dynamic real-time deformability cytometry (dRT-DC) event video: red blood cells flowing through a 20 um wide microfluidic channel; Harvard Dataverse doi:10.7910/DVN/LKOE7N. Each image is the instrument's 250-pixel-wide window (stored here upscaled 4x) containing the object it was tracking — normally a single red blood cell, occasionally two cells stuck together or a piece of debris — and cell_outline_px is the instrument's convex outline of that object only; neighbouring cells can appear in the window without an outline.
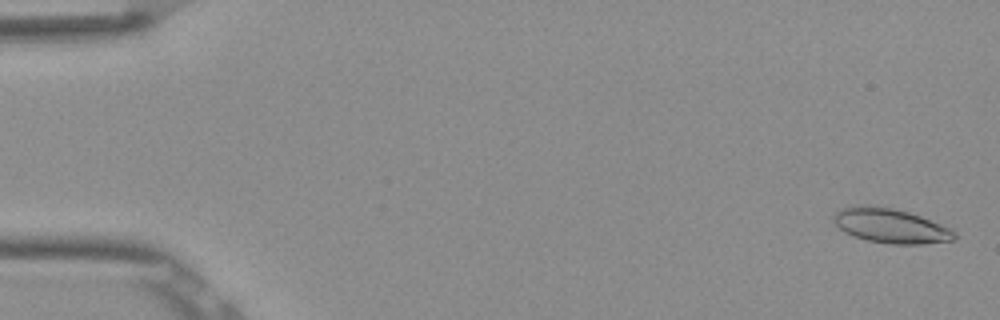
{"species": "Egyptian fruit bat (a non-hibernating species)", "species_latin": "Rousettus aegyptiacus", "temperature_condition": "room temperature", "stored_images_in_passage": 53, "camera_frame_rate_fps": 3000, "um_per_image_px": 0.085, "frame": {"image": 1, "passage_image": 2, "time_ms": 0.333, "image_size_px": [1000, 320], "cell_outline_px": [[956, 240], [924, 244], [892, 244], [868, 240], [852, 236], [844, 232], [836, 224], [836, 212], [840, 208], [848, 204], [868, 204], [892, 208], [908, 212], [920, 216], [952, 228], [956, 232]], "centroid_in_image_um": [75.72, 19.18], "position_along_channel_um": 9.3, "area_um2": 24.57}}
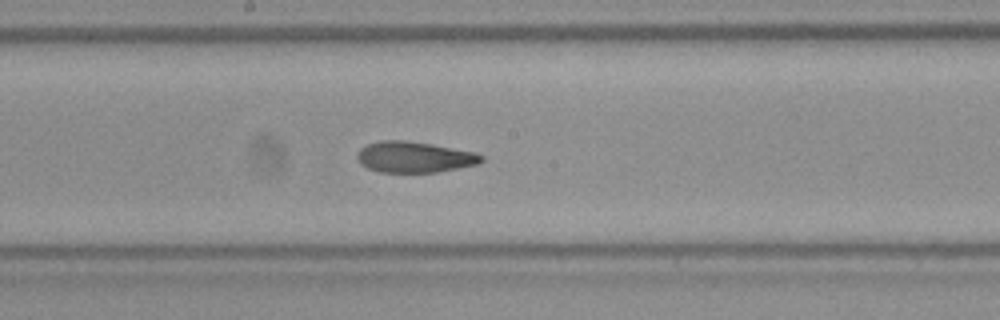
{"frame": {"image": 2, "passage_image": 29, "time_ms": 9.333, "image_size_px": [1000, 320], "cell_outline_px": [[484, 160], [476, 164], [436, 172], [380, 172], [368, 168], [360, 164], [356, 156], [360, 148], [368, 144], [380, 140], [404, 140], [432, 144], [476, 152], [484, 156]], "centroid_in_image_um": [35.2, 13.34], "position_along_channel_um": 213.0, "area_um2": 22.37}}
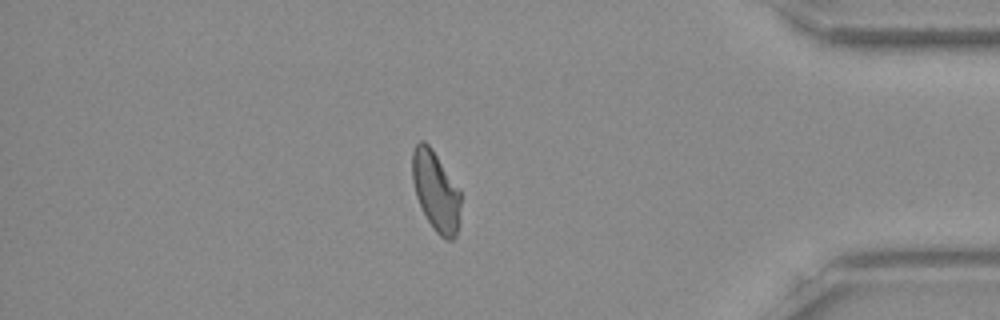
{"frame": {"image": 3, "passage_image": 46, "time_ms": 15.0, "image_size_px": [1000, 320], "cell_outline_px": [[460, 204], [456, 236], [452, 240], [444, 240], [432, 228], [416, 196], [412, 180], [412, 152], [416, 144], [420, 140], [424, 140], [432, 148], [460, 188]], "centroid_in_image_um": [37.04, 16.22], "position_along_channel_um": 398.2, "area_um2": 22.6}, "authors_computed_cell_mechanics": {"area_um2": 23.0622, "velocity_mm_per_s": 3.851, "shape_relaxation_time_tau1_ms": 6.2398, "shape_relaxation_time_tau2_ms": 1.8334, "deformation_change_tau1": 0.1593, "deformation_change_tau2": 0.0881}}